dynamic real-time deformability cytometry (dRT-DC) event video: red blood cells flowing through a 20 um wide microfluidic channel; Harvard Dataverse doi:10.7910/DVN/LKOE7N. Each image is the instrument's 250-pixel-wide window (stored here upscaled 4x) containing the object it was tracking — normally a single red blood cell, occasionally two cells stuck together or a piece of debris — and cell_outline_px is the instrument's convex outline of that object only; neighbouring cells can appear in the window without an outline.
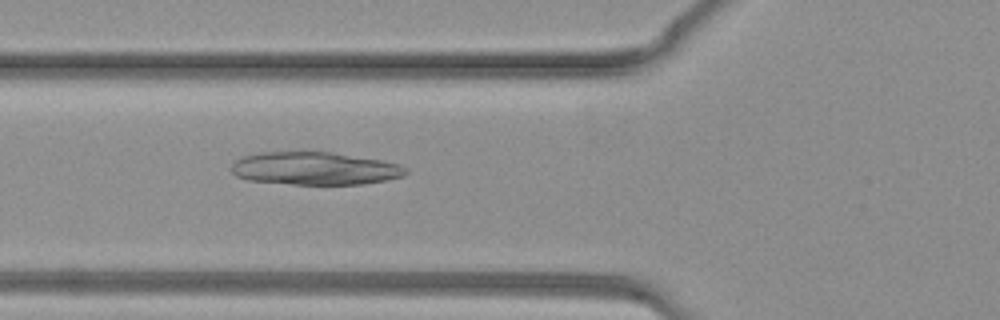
{"species": "common noctule bat (a hibernating species)", "species_latin": "Nyctalus noctula", "temperature_condition": "warm", "stored_images_in_passage": 25, "camera_frame_rate_fps": 3000, "um_per_image_px": 0.085, "animal": {"sex": "female", "body_mass_g": 19.3, "forearm_length_mm": 54.1}, "frame": {"image": 1, "passage_image": 5, "time_ms": 1.333, "image_size_px": [1000, 320], "cell_outline_px": [[408, 172], [404, 176], [388, 180], [364, 184], [292, 184], [248, 180], [236, 176], [232, 172], [232, 164], [236, 160], [244, 156], [260, 152], [332, 152], [380, 160], [400, 164], [408, 168]], "centroid_in_image_um": [26.8, 14.32], "position_along_channel_um": 99.0, "area_um2": 33.41}}
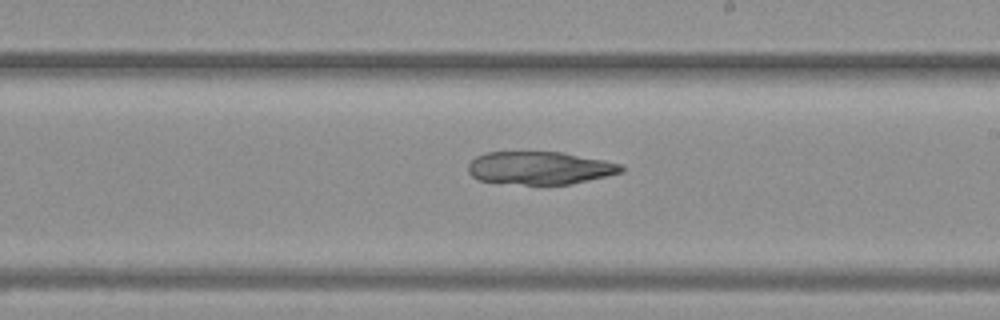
{"frame": {"image": 2, "passage_image": 13, "time_ms": 4.0, "image_size_px": [1000, 320], "cell_outline_px": [[624, 172], [572, 184], [524, 184], [480, 180], [472, 176], [468, 172], [468, 164], [476, 156], [484, 152], [564, 152], [604, 160], [620, 164], [624, 168]], "centroid_in_image_um": [45.9, 14.26], "position_along_channel_um": 243.1, "area_um2": 29.25}}
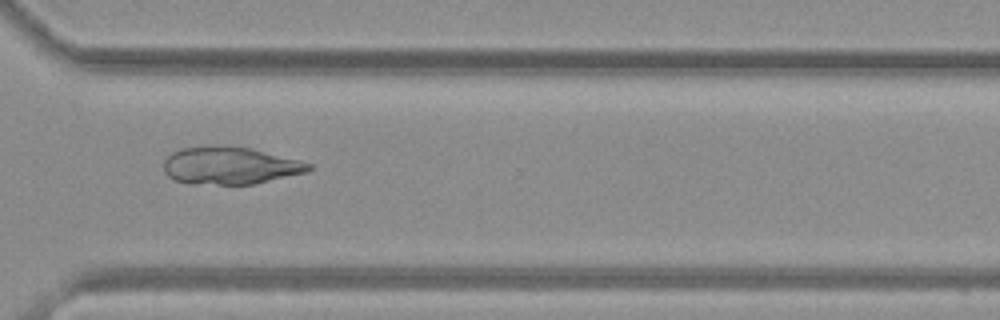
{"frame": {"image": 3, "passage_image": 19, "time_ms": 6.0, "image_size_px": [1000, 320], "cell_outline_px": [[312, 168], [308, 172], [256, 184], [188, 184], [176, 180], [168, 176], [164, 172], [164, 160], [172, 152], [180, 148], [212, 144], [252, 148], [300, 160], [312, 164]], "centroid_in_image_um": [19.55, 14.06], "position_along_channel_um": 351.0, "area_um2": 32.19}}